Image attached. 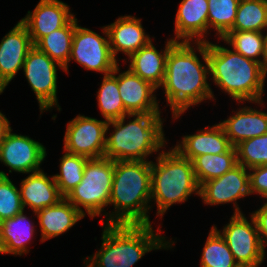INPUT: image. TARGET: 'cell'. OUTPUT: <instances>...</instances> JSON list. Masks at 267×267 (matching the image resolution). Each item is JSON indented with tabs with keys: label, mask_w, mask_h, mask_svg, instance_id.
Returning <instances> with one entry per match:
<instances>
[{
	"label": "cell",
	"mask_w": 267,
	"mask_h": 267,
	"mask_svg": "<svg viewBox=\"0 0 267 267\" xmlns=\"http://www.w3.org/2000/svg\"><path fill=\"white\" fill-rule=\"evenodd\" d=\"M20 21L26 26L35 45L42 37L64 27L75 15L68 3L61 0H39Z\"/></svg>",
	"instance_id": "obj_17"
},
{
	"label": "cell",
	"mask_w": 267,
	"mask_h": 267,
	"mask_svg": "<svg viewBox=\"0 0 267 267\" xmlns=\"http://www.w3.org/2000/svg\"><path fill=\"white\" fill-rule=\"evenodd\" d=\"M247 216L232 214L221 229L216 224L211 226L224 238L239 267H260L267 252L261 244L254 218L250 213Z\"/></svg>",
	"instance_id": "obj_10"
},
{
	"label": "cell",
	"mask_w": 267,
	"mask_h": 267,
	"mask_svg": "<svg viewBox=\"0 0 267 267\" xmlns=\"http://www.w3.org/2000/svg\"><path fill=\"white\" fill-rule=\"evenodd\" d=\"M203 244L200 267H239L226 241L212 226Z\"/></svg>",
	"instance_id": "obj_30"
},
{
	"label": "cell",
	"mask_w": 267,
	"mask_h": 267,
	"mask_svg": "<svg viewBox=\"0 0 267 267\" xmlns=\"http://www.w3.org/2000/svg\"><path fill=\"white\" fill-rule=\"evenodd\" d=\"M180 137L172 147L190 161L203 154H223L232 147L222 126L217 122Z\"/></svg>",
	"instance_id": "obj_22"
},
{
	"label": "cell",
	"mask_w": 267,
	"mask_h": 267,
	"mask_svg": "<svg viewBox=\"0 0 267 267\" xmlns=\"http://www.w3.org/2000/svg\"><path fill=\"white\" fill-rule=\"evenodd\" d=\"M265 103L267 102L264 100L238 102L239 107L232 109L230 116L227 115V118L218 122L232 146L235 147L241 141L267 133V111L263 110L267 107Z\"/></svg>",
	"instance_id": "obj_14"
},
{
	"label": "cell",
	"mask_w": 267,
	"mask_h": 267,
	"mask_svg": "<svg viewBox=\"0 0 267 267\" xmlns=\"http://www.w3.org/2000/svg\"><path fill=\"white\" fill-rule=\"evenodd\" d=\"M32 214L33 217L30 218L31 216L29 215L31 214L28 213L27 215L26 210H23L18 215L0 223L1 255L9 254L21 258V256L31 253V244L34 243V240L38 236L37 222L32 220L37 219L36 214L35 212H32Z\"/></svg>",
	"instance_id": "obj_20"
},
{
	"label": "cell",
	"mask_w": 267,
	"mask_h": 267,
	"mask_svg": "<svg viewBox=\"0 0 267 267\" xmlns=\"http://www.w3.org/2000/svg\"><path fill=\"white\" fill-rule=\"evenodd\" d=\"M24 210L20 191L12 179L0 176V223Z\"/></svg>",
	"instance_id": "obj_34"
},
{
	"label": "cell",
	"mask_w": 267,
	"mask_h": 267,
	"mask_svg": "<svg viewBox=\"0 0 267 267\" xmlns=\"http://www.w3.org/2000/svg\"><path fill=\"white\" fill-rule=\"evenodd\" d=\"M248 171L251 196L267 200V165L252 167Z\"/></svg>",
	"instance_id": "obj_35"
},
{
	"label": "cell",
	"mask_w": 267,
	"mask_h": 267,
	"mask_svg": "<svg viewBox=\"0 0 267 267\" xmlns=\"http://www.w3.org/2000/svg\"><path fill=\"white\" fill-rule=\"evenodd\" d=\"M207 42H176L168 51L166 72L159 87L169 106L172 122L201 103L217 102L210 85Z\"/></svg>",
	"instance_id": "obj_1"
},
{
	"label": "cell",
	"mask_w": 267,
	"mask_h": 267,
	"mask_svg": "<svg viewBox=\"0 0 267 267\" xmlns=\"http://www.w3.org/2000/svg\"><path fill=\"white\" fill-rule=\"evenodd\" d=\"M235 148L237 162L245 168L267 165V133L241 141Z\"/></svg>",
	"instance_id": "obj_33"
},
{
	"label": "cell",
	"mask_w": 267,
	"mask_h": 267,
	"mask_svg": "<svg viewBox=\"0 0 267 267\" xmlns=\"http://www.w3.org/2000/svg\"><path fill=\"white\" fill-rule=\"evenodd\" d=\"M251 196L249 171L237 164L221 177L206 181L200 185L199 197L203 205L222 206L232 204V214H243L239 201Z\"/></svg>",
	"instance_id": "obj_12"
},
{
	"label": "cell",
	"mask_w": 267,
	"mask_h": 267,
	"mask_svg": "<svg viewBox=\"0 0 267 267\" xmlns=\"http://www.w3.org/2000/svg\"><path fill=\"white\" fill-rule=\"evenodd\" d=\"M118 64V87L125 110L129 114H162L158 89L141 79L127 67Z\"/></svg>",
	"instance_id": "obj_16"
},
{
	"label": "cell",
	"mask_w": 267,
	"mask_h": 267,
	"mask_svg": "<svg viewBox=\"0 0 267 267\" xmlns=\"http://www.w3.org/2000/svg\"><path fill=\"white\" fill-rule=\"evenodd\" d=\"M158 225L155 230L152 224H101V246L95 253L82 258L83 265L133 267L147 253L158 250L173 251L177 238L162 235L163 224Z\"/></svg>",
	"instance_id": "obj_2"
},
{
	"label": "cell",
	"mask_w": 267,
	"mask_h": 267,
	"mask_svg": "<svg viewBox=\"0 0 267 267\" xmlns=\"http://www.w3.org/2000/svg\"><path fill=\"white\" fill-rule=\"evenodd\" d=\"M96 91L97 107L101 118L107 121L119 119L129 114L122 102L118 87V65L113 72L102 76L101 84Z\"/></svg>",
	"instance_id": "obj_25"
},
{
	"label": "cell",
	"mask_w": 267,
	"mask_h": 267,
	"mask_svg": "<svg viewBox=\"0 0 267 267\" xmlns=\"http://www.w3.org/2000/svg\"><path fill=\"white\" fill-rule=\"evenodd\" d=\"M47 148L40 141L29 135L14 133L11 128L0 144V164L8 169V173L0 170V176L17 173L26 176L28 173L41 171L42 163L47 157Z\"/></svg>",
	"instance_id": "obj_11"
},
{
	"label": "cell",
	"mask_w": 267,
	"mask_h": 267,
	"mask_svg": "<svg viewBox=\"0 0 267 267\" xmlns=\"http://www.w3.org/2000/svg\"><path fill=\"white\" fill-rule=\"evenodd\" d=\"M260 202H263L262 205L249 213L255 220L261 244L267 252V200Z\"/></svg>",
	"instance_id": "obj_36"
},
{
	"label": "cell",
	"mask_w": 267,
	"mask_h": 267,
	"mask_svg": "<svg viewBox=\"0 0 267 267\" xmlns=\"http://www.w3.org/2000/svg\"><path fill=\"white\" fill-rule=\"evenodd\" d=\"M176 11L173 41L208 42V0H181Z\"/></svg>",
	"instance_id": "obj_19"
},
{
	"label": "cell",
	"mask_w": 267,
	"mask_h": 267,
	"mask_svg": "<svg viewBox=\"0 0 267 267\" xmlns=\"http://www.w3.org/2000/svg\"><path fill=\"white\" fill-rule=\"evenodd\" d=\"M75 16L62 28L42 37L34 46L65 68L71 54Z\"/></svg>",
	"instance_id": "obj_26"
},
{
	"label": "cell",
	"mask_w": 267,
	"mask_h": 267,
	"mask_svg": "<svg viewBox=\"0 0 267 267\" xmlns=\"http://www.w3.org/2000/svg\"><path fill=\"white\" fill-rule=\"evenodd\" d=\"M114 176V161L105 157L90 158L81 182L65 198L85 217L103 216L100 224H108V209Z\"/></svg>",
	"instance_id": "obj_7"
},
{
	"label": "cell",
	"mask_w": 267,
	"mask_h": 267,
	"mask_svg": "<svg viewBox=\"0 0 267 267\" xmlns=\"http://www.w3.org/2000/svg\"><path fill=\"white\" fill-rule=\"evenodd\" d=\"M108 121L77 114L66 123L63 150L87 158L104 157Z\"/></svg>",
	"instance_id": "obj_13"
},
{
	"label": "cell",
	"mask_w": 267,
	"mask_h": 267,
	"mask_svg": "<svg viewBox=\"0 0 267 267\" xmlns=\"http://www.w3.org/2000/svg\"><path fill=\"white\" fill-rule=\"evenodd\" d=\"M59 158V172L53 174L60 194L65 197L74 189L83 178V170L89 158L81 155L71 154L62 151Z\"/></svg>",
	"instance_id": "obj_31"
},
{
	"label": "cell",
	"mask_w": 267,
	"mask_h": 267,
	"mask_svg": "<svg viewBox=\"0 0 267 267\" xmlns=\"http://www.w3.org/2000/svg\"><path fill=\"white\" fill-rule=\"evenodd\" d=\"M261 66L265 73L267 74V30L264 32V52Z\"/></svg>",
	"instance_id": "obj_38"
},
{
	"label": "cell",
	"mask_w": 267,
	"mask_h": 267,
	"mask_svg": "<svg viewBox=\"0 0 267 267\" xmlns=\"http://www.w3.org/2000/svg\"><path fill=\"white\" fill-rule=\"evenodd\" d=\"M100 28L101 33H98L82 27L75 15V31L68 65L64 68L65 73L70 75L71 61L76 62L86 71L100 73L102 76L113 72L120 62L112 55L106 26L103 25Z\"/></svg>",
	"instance_id": "obj_8"
},
{
	"label": "cell",
	"mask_w": 267,
	"mask_h": 267,
	"mask_svg": "<svg viewBox=\"0 0 267 267\" xmlns=\"http://www.w3.org/2000/svg\"><path fill=\"white\" fill-rule=\"evenodd\" d=\"M194 174L198 185L221 177L238 164L237 151L232 146L223 154H203L192 160Z\"/></svg>",
	"instance_id": "obj_27"
},
{
	"label": "cell",
	"mask_w": 267,
	"mask_h": 267,
	"mask_svg": "<svg viewBox=\"0 0 267 267\" xmlns=\"http://www.w3.org/2000/svg\"><path fill=\"white\" fill-rule=\"evenodd\" d=\"M154 41L156 42L155 38L130 55L123 63L131 72L151 83L159 91L166 72L168 51L176 41H173L170 37L167 38L163 49L159 48L160 50L157 49L158 47L155 46Z\"/></svg>",
	"instance_id": "obj_21"
},
{
	"label": "cell",
	"mask_w": 267,
	"mask_h": 267,
	"mask_svg": "<svg viewBox=\"0 0 267 267\" xmlns=\"http://www.w3.org/2000/svg\"><path fill=\"white\" fill-rule=\"evenodd\" d=\"M230 30L265 32L267 0H240L235 22Z\"/></svg>",
	"instance_id": "obj_29"
},
{
	"label": "cell",
	"mask_w": 267,
	"mask_h": 267,
	"mask_svg": "<svg viewBox=\"0 0 267 267\" xmlns=\"http://www.w3.org/2000/svg\"><path fill=\"white\" fill-rule=\"evenodd\" d=\"M12 128L9 118L0 110V144L4 140L7 132Z\"/></svg>",
	"instance_id": "obj_37"
},
{
	"label": "cell",
	"mask_w": 267,
	"mask_h": 267,
	"mask_svg": "<svg viewBox=\"0 0 267 267\" xmlns=\"http://www.w3.org/2000/svg\"><path fill=\"white\" fill-rule=\"evenodd\" d=\"M162 117L163 113L127 114L108 121L104 157L113 161H152L151 156L169 147L163 128L166 118Z\"/></svg>",
	"instance_id": "obj_3"
},
{
	"label": "cell",
	"mask_w": 267,
	"mask_h": 267,
	"mask_svg": "<svg viewBox=\"0 0 267 267\" xmlns=\"http://www.w3.org/2000/svg\"><path fill=\"white\" fill-rule=\"evenodd\" d=\"M105 26L112 55L118 62L120 59L123 62L141 47L146 46L153 40L152 38H156L146 32L142 19L132 14L118 16L114 22ZM119 53L125 55L126 58H119Z\"/></svg>",
	"instance_id": "obj_18"
},
{
	"label": "cell",
	"mask_w": 267,
	"mask_h": 267,
	"mask_svg": "<svg viewBox=\"0 0 267 267\" xmlns=\"http://www.w3.org/2000/svg\"><path fill=\"white\" fill-rule=\"evenodd\" d=\"M239 1L208 0V42L209 36L221 39L233 27Z\"/></svg>",
	"instance_id": "obj_28"
},
{
	"label": "cell",
	"mask_w": 267,
	"mask_h": 267,
	"mask_svg": "<svg viewBox=\"0 0 267 267\" xmlns=\"http://www.w3.org/2000/svg\"><path fill=\"white\" fill-rule=\"evenodd\" d=\"M108 224H156L150 219L151 161H114Z\"/></svg>",
	"instance_id": "obj_5"
},
{
	"label": "cell",
	"mask_w": 267,
	"mask_h": 267,
	"mask_svg": "<svg viewBox=\"0 0 267 267\" xmlns=\"http://www.w3.org/2000/svg\"><path fill=\"white\" fill-rule=\"evenodd\" d=\"M221 39L235 52L262 63L264 32L229 30Z\"/></svg>",
	"instance_id": "obj_32"
},
{
	"label": "cell",
	"mask_w": 267,
	"mask_h": 267,
	"mask_svg": "<svg viewBox=\"0 0 267 267\" xmlns=\"http://www.w3.org/2000/svg\"><path fill=\"white\" fill-rule=\"evenodd\" d=\"M65 73L64 68L51 59L47 54L33 46L25 59L22 73L27 79L28 86L36 96L40 112V118L43 113L52 112V110L62 111L58 100V72Z\"/></svg>",
	"instance_id": "obj_9"
},
{
	"label": "cell",
	"mask_w": 267,
	"mask_h": 267,
	"mask_svg": "<svg viewBox=\"0 0 267 267\" xmlns=\"http://www.w3.org/2000/svg\"><path fill=\"white\" fill-rule=\"evenodd\" d=\"M26 175L18 184L24 210L28 208L29 212H37L57 204L64 198L59 192L53 174L49 175L41 170Z\"/></svg>",
	"instance_id": "obj_23"
},
{
	"label": "cell",
	"mask_w": 267,
	"mask_h": 267,
	"mask_svg": "<svg viewBox=\"0 0 267 267\" xmlns=\"http://www.w3.org/2000/svg\"><path fill=\"white\" fill-rule=\"evenodd\" d=\"M216 40L207 42L210 85L236 104L264 100L267 74L261 64L235 52L222 39Z\"/></svg>",
	"instance_id": "obj_4"
},
{
	"label": "cell",
	"mask_w": 267,
	"mask_h": 267,
	"mask_svg": "<svg viewBox=\"0 0 267 267\" xmlns=\"http://www.w3.org/2000/svg\"><path fill=\"white\" fill-rule=\"evenodd\" d=\"M151 161V210L162 222L171 206L184 204L190 197H199L193 164L173 147H168ZM155 161V162H154Z\"/></svg>",
	"instance_id": "obj_6"
},
{
	"label": "cell",
	"mask_w": 267,
	"mask_h": 267,
	"mask_svg": "<svg viewBox=\"0 0 267 267\" xmlns=\"http://www.w3.org/2000/svg\"><path fill=\"white\" fill-rule=\"evenodd\" d=\"M37 227L40 229V243L66 234L77 223L85 219V216L65 197L57 204L48 206L37 212Z\"/></svg>",
	"instance_id": "obj_24"
},
{
	"label": "cell",
	"mask_w": 267,
	"mask_h": 267,
	"mask_svg": "<svg viewBox=\"0 0 267 267\" xmlns=\"http://www.w3.org/2000/svg\"><path fill=\"white\" fill-rule=\"evenodd\" d=\"M26 26L19 20L0 41V95L23 68L33 47Z\"/></svg>",
	"instance_id": "obj_15"
}]
</instances>
